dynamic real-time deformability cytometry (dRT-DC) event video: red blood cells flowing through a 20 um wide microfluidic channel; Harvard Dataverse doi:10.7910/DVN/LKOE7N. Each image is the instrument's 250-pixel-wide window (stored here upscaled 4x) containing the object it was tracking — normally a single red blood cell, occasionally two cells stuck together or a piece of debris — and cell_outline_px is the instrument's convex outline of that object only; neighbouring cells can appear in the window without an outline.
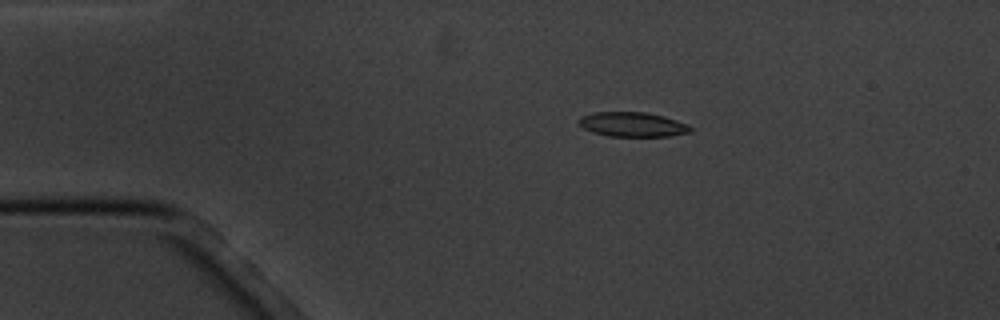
{"species": "common noctule bat (a hibernating species)", "species_latin": "Nyctalus noctula", "temperature_condition": "cold", "stored_images_in_passage": 3, "camera_frame_rate_fps": 3000, "um_per_image_px": 0.085, "animal": {"sex": "male", "body_mass_g": 20.1, "forearm_length_mm": 53.5}, "frame": {"image": 1, "passage_image": 2, "time_ms": 1.333, "image_size_px": [1000, 320], "cell_outline_px": [[692, 132], [668, 136], [608, 136], [592, 132], [584, 128], [576, 120], [580, 116], [596, 112], [644, 112], [664, 116], [676, 120], [692, 128]], "centroid_in_image_um": [53.73, 10.57], "position_along_channel_um": 31.3, "area_um2": 15.9}}